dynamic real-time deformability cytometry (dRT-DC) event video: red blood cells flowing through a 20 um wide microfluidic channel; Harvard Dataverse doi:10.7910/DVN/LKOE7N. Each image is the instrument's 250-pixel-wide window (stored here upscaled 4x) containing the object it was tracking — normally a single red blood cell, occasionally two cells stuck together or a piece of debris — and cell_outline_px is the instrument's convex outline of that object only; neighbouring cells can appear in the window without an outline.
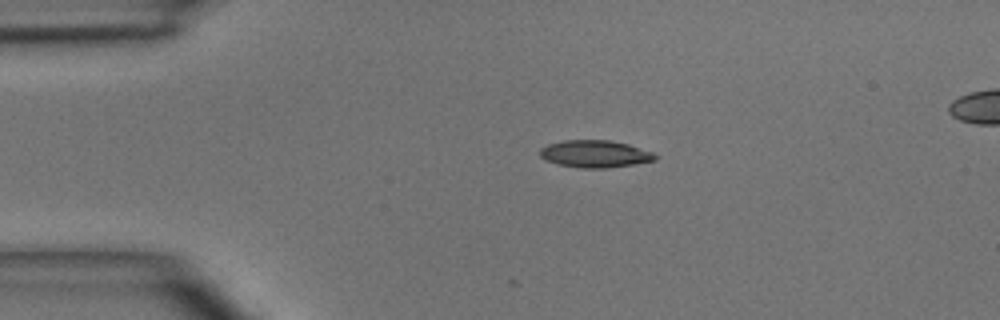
{"species": "common noctule bat (a hibernating species)", "species_latin": "Nyctalus noctula", "temperature_condition": "room temperature", "stored_images_in_passage": 3, "segment_of_instrument_passage": [1, 2], "camera_frame_rate_fps": 3000, "um_per_image_px": 0.085, "animal": {"sex": "male", "body_mass_g": 15.6}, "frame": {"image": 1, "passage_image": 2, "time_ms": 1.333, "image_size_px": [1000, 320], "cell_outline_px": [[660, 156], [656, 160], [632, 164], [604, 168], [580, 168], [560, 164], [544, 160], [540, 156], [540, 148], [548, 144], [564, 140], [608, 140], [628, 144], [652, 152]], "centroid_in_image_um": [50.57, 13.07], "position_along_channel_um": 34.4, "area_um2": 18.21}}